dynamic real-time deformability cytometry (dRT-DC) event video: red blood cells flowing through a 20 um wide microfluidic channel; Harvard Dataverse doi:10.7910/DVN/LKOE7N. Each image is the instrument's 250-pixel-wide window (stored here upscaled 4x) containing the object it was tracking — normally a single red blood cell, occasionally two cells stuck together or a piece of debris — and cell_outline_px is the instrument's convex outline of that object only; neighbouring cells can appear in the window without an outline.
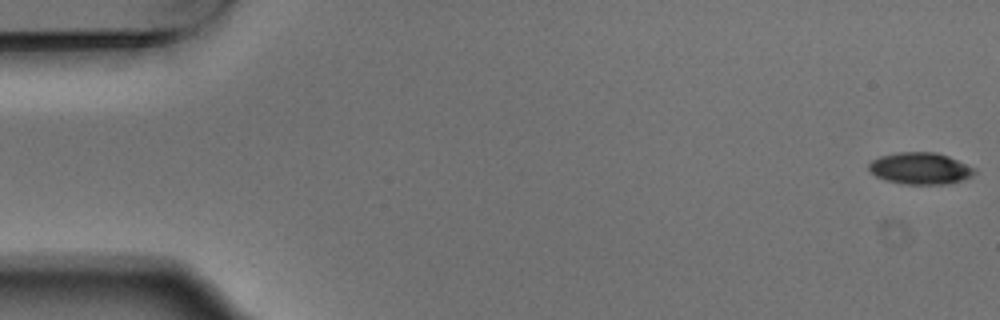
{"species": "Egyptian fruit bat (a non-hibernating species)", "species_latin": "Rousettus aegyptiacus", "temperature_condition": "warm", "stored_images_in_passage": 5, "camera_frame_rate_fps": 3000, "um_per_image_px": 0.085, "animal": {"sex": "male"}, "frame": {"image": 1, "passage_image": 1, "time_ms": 0.0, "image_size_px": [1000, 320], "cell_outline_px": [[976, 172], [972, 176], [964, 180], [948, 184], [908, 184], [884, 180], [876, 176], [868, 168], [868, 164], [872, 160], [880, 156], [896, 152], [936, 152], [948, 156], [976, 168]], "centroid_in_image_um": [78.24, 14.31], "position_along_channel_um": 6.8, "area_um2": 19.65}}
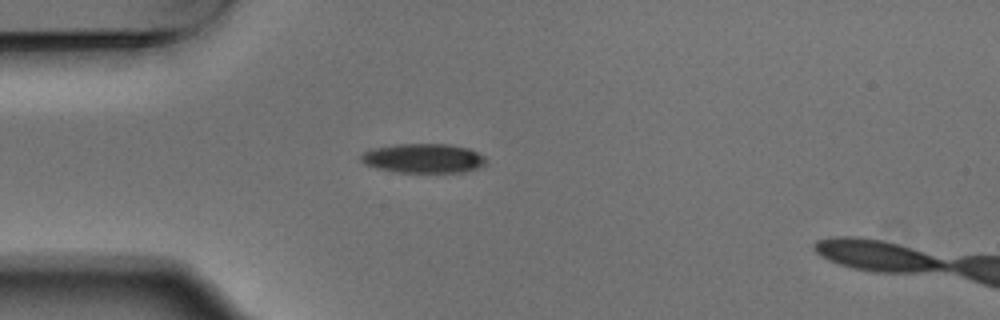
{"frame": {"image": 2, "passage_image": 5, "time_ms": 1.333, "image_size_px": [1000, 320], "cell_outline_px": [[488, 160], [480, 168], [464, 172], [396, 172], [376, 168], [364, 164], [360, 160], [360, 156], [364, 152], [372, 148], [396, 144], [448, 144], [468, 148], [484, 156]], "centroid_in_image_um": [35.99, 13.46], "position_along_channel_um": 49.0, "area_um2": 21.5}}